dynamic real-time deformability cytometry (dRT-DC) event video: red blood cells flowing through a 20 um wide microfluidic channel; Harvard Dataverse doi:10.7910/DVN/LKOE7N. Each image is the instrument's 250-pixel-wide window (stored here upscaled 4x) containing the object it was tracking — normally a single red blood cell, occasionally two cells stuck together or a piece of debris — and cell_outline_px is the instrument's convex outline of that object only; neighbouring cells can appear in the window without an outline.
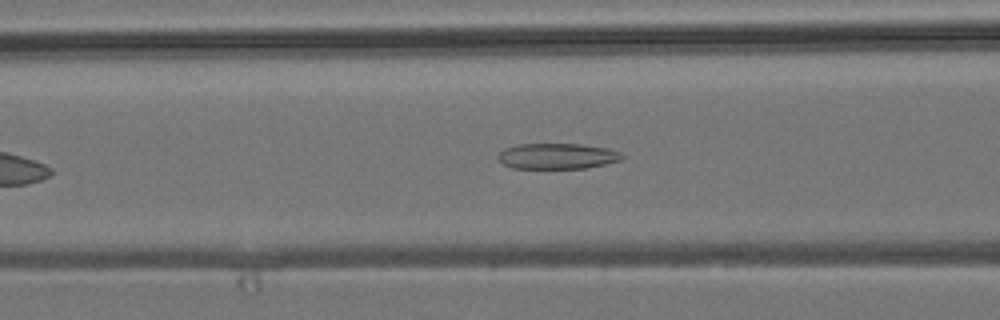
{"species": "common noctule bat (a hibernating species)", "species_latin": "Nyctalus noctula", "temperature_condition": "room temperature", "stored_images_in_passage": 28, "camera_frame_rate_fps": 3000, "um_per_image_px": 0.085, "animal": {"sex": "male", "body_mass_g": 19.2, "forearm_length_mm": 51.8}, "frame": {"image": 1, "passage_image": 9, "time_ms": 2.667, "image_size_px": [1000, 320], "cell_outline_px": [[624, 156], [620, 160], [604, 164], [584, 168], [512, 168], [504, 164], [496, 156], [504, 148], [516, 144], [580, 144], [608, 148], [620, 152]], "centroid_in_image_um": [47.34, 13.26], "position_along_channel_um": 119.3, "area_um2": 18.5}}
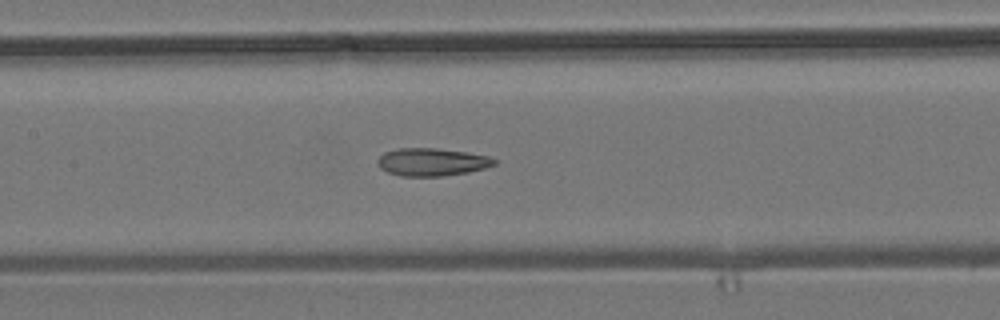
{"frame": {"image": 2, "passage_image": 13, "time_ms": 4.0, "image_size_px": [1000, 320], "cell_outline_px": [[496, 164], [484, 168], [468, 172], [440, 176], [400, 176], [388, 172], [380, 168], [376, 164], [376, 160], [384, 152], [396, 148], [436, 148], [464, 152], [488, 156], [496, 160]], "centroid_in_image_um": [36.65, 13.77], "position_along_channel_um": 170.7, "area_um2": 18.84}}